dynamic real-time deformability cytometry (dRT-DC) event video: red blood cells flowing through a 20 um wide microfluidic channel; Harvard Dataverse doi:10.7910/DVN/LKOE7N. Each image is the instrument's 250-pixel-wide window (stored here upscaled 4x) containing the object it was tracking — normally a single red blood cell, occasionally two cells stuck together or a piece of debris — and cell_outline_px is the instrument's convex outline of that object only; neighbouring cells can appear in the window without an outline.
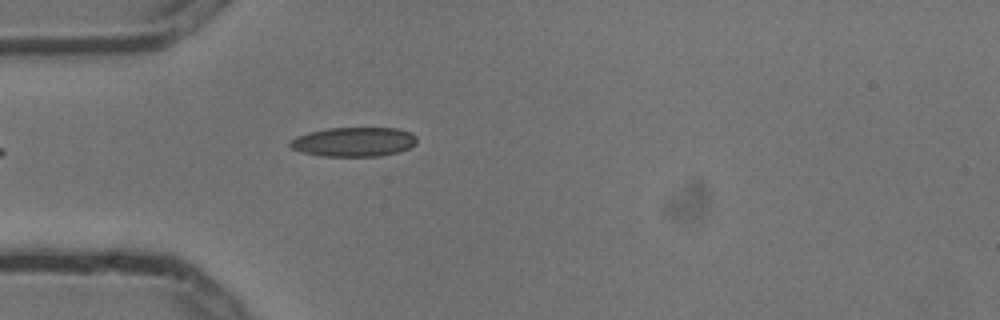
{"species": "common noctule bat (a hibernating species)", "species_latin": "Nyctalus noctula", "temperature_condition": "cold", "stored_images_in_passage": 5, "camera_frame_rate_fps": 3000, "um_per_image_px": 0.085, "animal": {"sex": "male", "body_mass_g": 13.3}, "frame": {"image": 1, "passage_image": 5, "time_ms": 1.333, "image_size_px": [1000, 320], "cell_outline_px": [[416, 144], [400, 152], [380, 156], [320, 156], [300, 152], [292, 148], [288, 144], [296, 136], [308, 132], [328, 128], [396, 128], [412, 132], [416, 136]], "centroid_in_image_um": [30.08, 12.06], "position_along_channel_um": 54.9, "area_um2": 21.85}}